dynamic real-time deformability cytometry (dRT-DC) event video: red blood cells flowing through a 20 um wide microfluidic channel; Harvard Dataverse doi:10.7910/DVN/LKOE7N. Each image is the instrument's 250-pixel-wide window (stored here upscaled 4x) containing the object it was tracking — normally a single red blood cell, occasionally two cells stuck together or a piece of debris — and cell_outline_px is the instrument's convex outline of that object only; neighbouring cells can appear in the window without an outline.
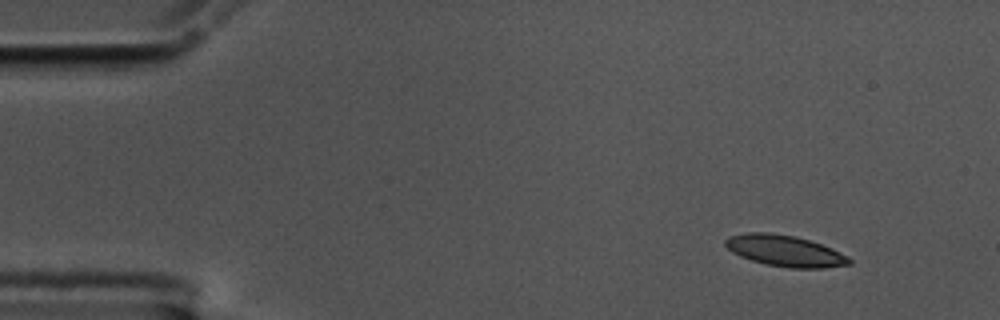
{"species": "common noctule bat (a hibernating species)", "species_latin": "Nyctalus noctula", "temperature_condition": "cold", "stored_images_in_passage": 52, "camera_frame_rate_fps": 3000, "um_per_image_px": 0.085, "animal": {"sex": "male", "body_mass_g": 17.5, "forearm_length_mm": 52.3}, "frame": {"image": 1, "passage_image": 1, "time_ms": 0.0, "image_size_px": [1000, 320], "cell_outline_px": [[852, 264], [824, 268], [792, 268], [768, 264], [752, 260], [740, 256], [732, 252], [724, 244], [724, 240], [728, 236], [748, 232], [768, 232], [796, 236], [820, 244], [840, 252], [848, 256], [852, 260]], "centroid_in_image_um": [66.71, 21.31], "position_along_channel_um": 18.3, "area_um2": 22.43}}
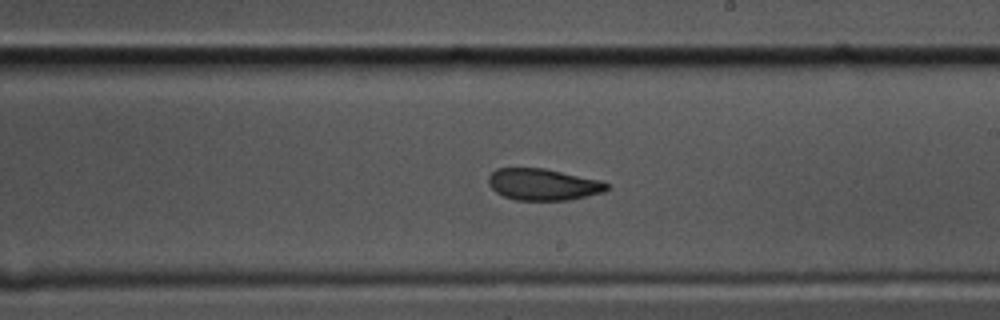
{"frame": {"image": 2, "passage_image": 28, "time_ms": 9.0, "image_size_px": [1000, 320], "cell_outline_px": [[608, 188], [604, 192], [568, 200], [516, 200], [504, 196], [496, 192], [488, 184], [488, 176], [496, 168], [544, 168], [600, 180], [608, 184]], "centroid_in_image_um": [46.14, 15.67], "position_along_channel_um": 242.9, "area_um2": 21.73}}
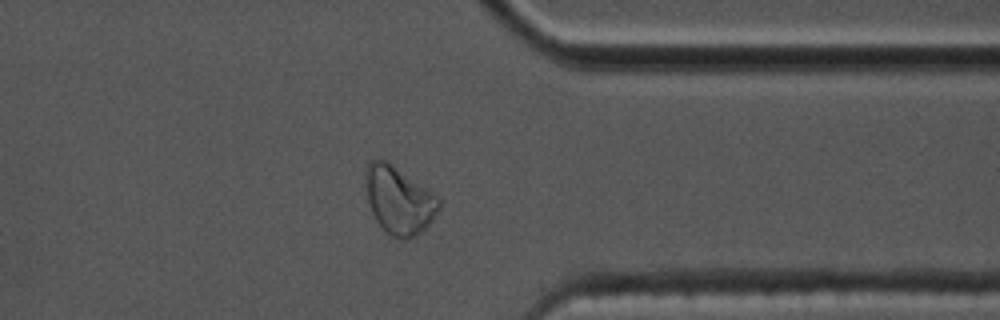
{"frame": {"image": 3, "passage_image": 40, "time_ms": 13.0, "image_size_px": [1000, 320], "cell_outline_px": [[440, 208], [432, 220], [416, 236], [404, 240], [392, 236], [376, 220], [372, 212], [368, 200], [364, 184], [364, 172], [368, 164], [372, 160], [380, 156], [440, 196]], "centroid_in_image_um": [33.9, 16.97], "position_along_channel_um": 377.5, "area_um2": 29.13}, "authors_computed_cell_mechanics": {"area_um2": 23.0044, "velocity_mm_per_s": 3.5154, "shape_relaxation_time_tau1_ms": null, "shape_relaxation_time_tau2_ms": 1.9623, "deformation_change_tau1": null, "deformation_change_tau2": 0.0667}}